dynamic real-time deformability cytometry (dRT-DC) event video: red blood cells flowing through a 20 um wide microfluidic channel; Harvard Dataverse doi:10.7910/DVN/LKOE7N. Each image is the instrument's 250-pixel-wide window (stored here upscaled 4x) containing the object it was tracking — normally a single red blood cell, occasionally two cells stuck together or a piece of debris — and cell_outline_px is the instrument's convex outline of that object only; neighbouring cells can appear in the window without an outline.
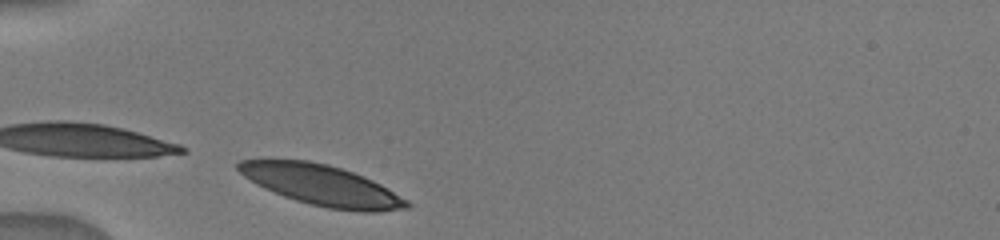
{"species": "human", "species_latin": "Homo sapiens", "temperature_condition": "warm", "stored_images_in_passage": 3, "camera_frame_rate_fps": 3000, "um_per_image_px": 0.085, "donor": {"sex": "male"}, "frame": {"image": 1, "passage_image": 1, "time_ms": 0.0, "image_size_px": [1000, 240], "cell_outline_px": [[412, 204], [408, 208], [380, 212], [360, 212], [328, 208], [296, 200], [284, 196], [264, 188], [256, 184], [244, 176], [236, 168], [236, 164], [240, 160], [308, 160], [328, 164], [364, 176], [380, 184], [408, 200]], "centroid_in_image_um": [27.37, 15.75], "position_along_channel_um": 57.6, "area_um2": 39.59}}
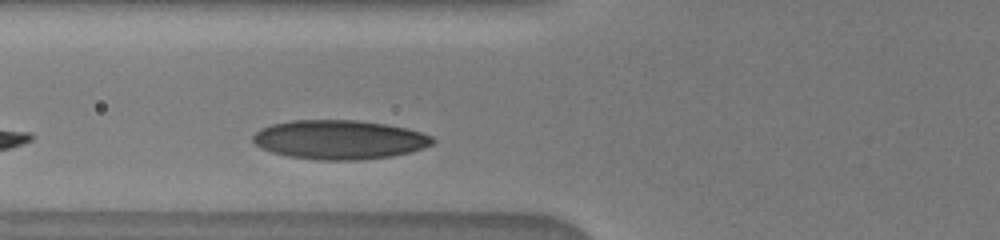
{"frame": {"image": 2, "passage_image": 3, "time_ms": 1.333, "image_size_px": [1000, 240], "cell_outline_px": [[436, 140], [432, 144], [424, 148], [412, 152], [392, 156], [360, 160], [320, 160], [288, 156], [272, 152], [260, 148], [252, 140], [252, 136], [260, 128], [272, 124], [292, 120], [356, 120], [384, 124], [408, 128], [432, 136]], "centroid_in_image_um": [28.85, 11.87], "position_along_channel_um": 96.9, "area_um2": 41.15}}